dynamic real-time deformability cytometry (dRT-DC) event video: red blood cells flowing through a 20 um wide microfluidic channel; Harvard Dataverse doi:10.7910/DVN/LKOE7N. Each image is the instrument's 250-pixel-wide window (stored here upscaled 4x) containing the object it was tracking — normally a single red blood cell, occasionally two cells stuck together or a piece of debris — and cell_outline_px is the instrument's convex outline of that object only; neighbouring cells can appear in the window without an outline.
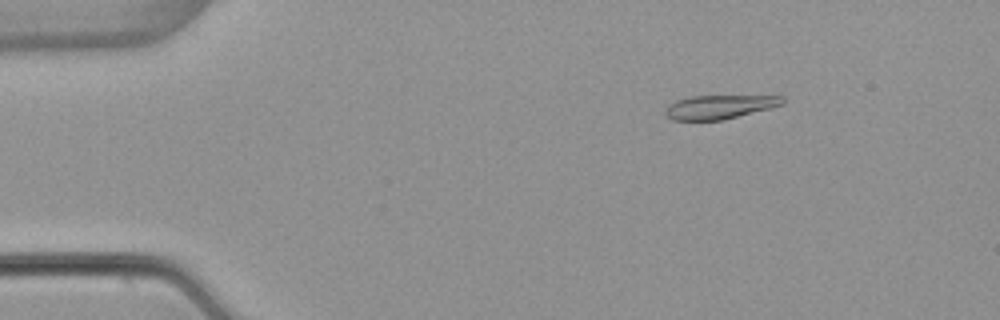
{"species": "common noctule bat (a hibernating species)", "species_latin": "Nyctalus noctula", "temperature_condition": "warm", "stored_images_in_passage": 53, "camera_frame_rate_fps": 3000, "um_per_image_px": 0.085, "animal": {"sex": "female", "body_mass_g": 22.7, "forearm_length_mm": 54.2}, "frame": {"image": 1, "passage_image": 8, "time_ms": 2.333, "image_size_px": [1000, 320], "cell_outline_px": [[784, 104], [724, 120], [672, 120], [664, 112], [668, 104], [676, 100], [688, 96], [784, 96]], "centroid_in_image_um": [61.12, 9.08], "position_along_channel_um": 23.9, "area_um2": 16.24}}
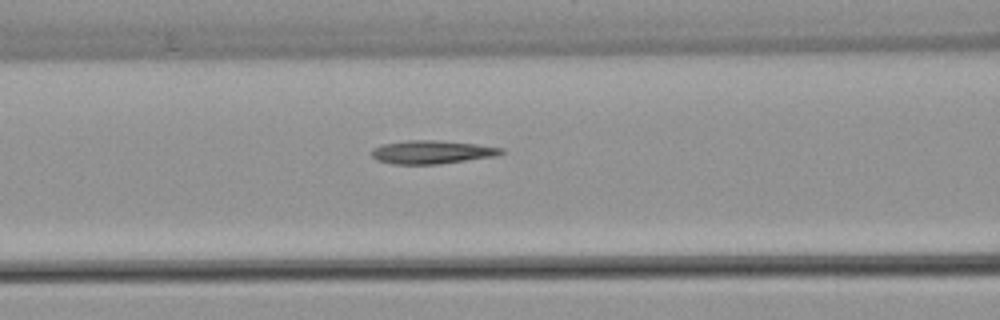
{"frame": {"image": 2, "passage_image": 22, "time_ms": 7.0, "image_size_px": [1000, 320], "cell_outline_px": [[504, 152], [496, 156], [440, 164], [392, 164], [376, 160], [372, 156], [372, 148], [380, 144], [408, 140], [436, 140], [476, 144], [504, 148]], "centroid_in_image_um": [36.69, 12.93], "position_along_channel_um": 129.9, "area_um2": 17.74}}
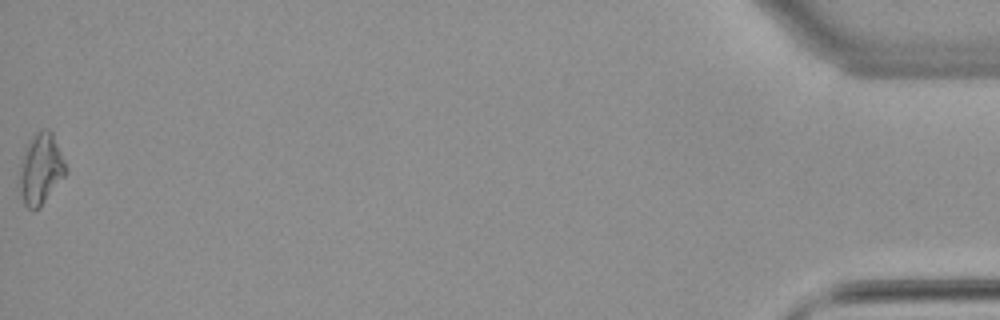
{"frame": {"image": 3, "passage_image": 53, "time_ms": 17.333, "image_size_px": [1000, 320], "cell_outline_px": [[68, 172], [40, 208], [28, 208], [24, 204], [16, 184], [20, 164], [24, 148], [28, 140], [36, 132], [44, 128], [48, 128], [52, 132], [64, 160]], "centroid_in_image_um": [3.42, 14.36], "position_along_channel_um": 431.8, "area_um2": 19.65}, "authors_computed_cell_mechanics": {"area_um2": 17.2244, "velocity_mm_per_s": 3.8987, "shape_relaxation_time_tau1_ms": null, "shape_relaxation_time_tau2_ms": 3.1259, "deformation_change_tau1": null, "deformation_change_tau2": 0.1274}}